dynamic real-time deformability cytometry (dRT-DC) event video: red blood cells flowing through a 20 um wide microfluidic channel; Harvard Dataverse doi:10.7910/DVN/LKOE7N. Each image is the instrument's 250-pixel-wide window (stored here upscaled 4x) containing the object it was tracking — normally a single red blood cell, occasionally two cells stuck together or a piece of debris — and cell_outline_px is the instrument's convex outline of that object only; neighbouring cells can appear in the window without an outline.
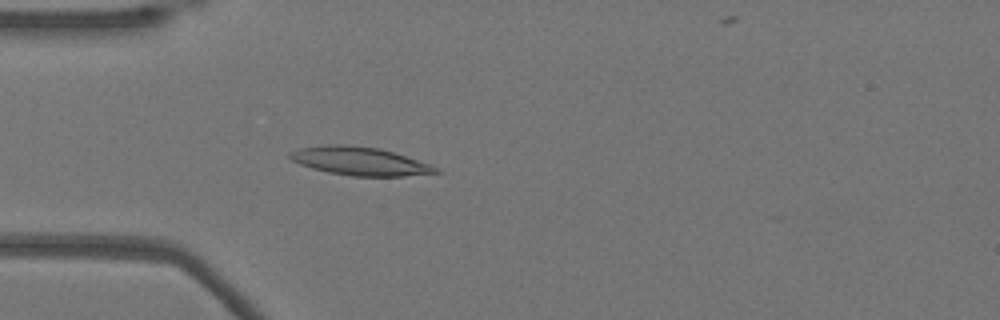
{"species": "Egyptian fruit bat (a non-hibernating species)", "species_latin": "Rousettus aegyptiacus", "temperature_condition": "warm", "stored_images_in_passage": 45, "camera_frame_rate_fps": 3000, "um_per_image_px": 0.085, "animal": {"sex": "female"}, "frame": {"image": 1, "passage_image": 10, "time_ms": 3.0, "image_size_px": [1000, 320], "cell_outline_px": [[440, 172], [404, 176], [352, 176], [328, 172], [312, 168], [300, 164], [292, 160], [288, 156], [288, 152], [300, 148], [328, 144], [344, 144], [380, 148], [432, 164], [440, 168]], "centroid_in_image_um": [30.59, 13.69], "position_along_channel_um": 54.4, "area_um2": 24.16}}
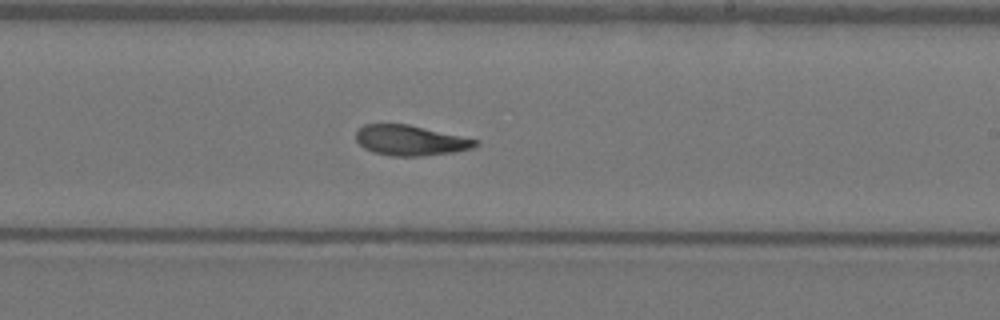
{"frame": {"image": 2, "passage_image": 26, "time_ms": 8.333, "image_size_px": [1000, 320], "cell_outline_px": [[480, 144], [476, 148], [456, 152], [420, 156], [392, 156], [372, 152], [364, 148], [356, 140], [356, 132], [364, 124], [408, 124], [480, 140]], "centroid_in_image_um": [34.94, 11.94], "position_along_channel_um": 254.1, "area_um2": 21.27}}
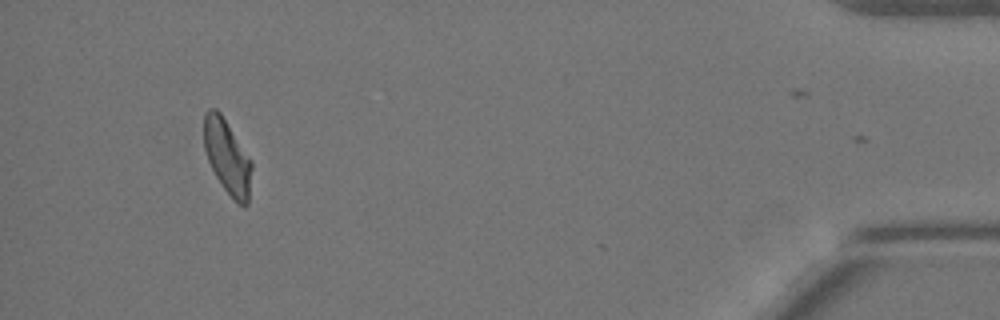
{"frame": {"image": 3, "passage_image": 44, "time_ms": 14.333, "image_size_px": [1000, 320], "cell_outline_px": [[252, 168], [248, 204], [244, 208], [224, 188], [216, 176], [208, 160], [204, 148], [204, 112], [208, 108], [216, 108], [220, 112], [252, 160]], "centroid_in_image_um": [19.32, 13.3], "position_along_channel_um": 415.9, "area_um2": 20.58}, "authors_computed_cell_mechanics": {"area_um2": 21.7906, "velocity_mm_per_s": 3.8571, "shape_relaxation_time_tau1_ms": null, "shape_relaxation_time_tau2_ms": 4.1235, "deformation_change_tau1": null, "deformation_change_tau2": 0.1069}}